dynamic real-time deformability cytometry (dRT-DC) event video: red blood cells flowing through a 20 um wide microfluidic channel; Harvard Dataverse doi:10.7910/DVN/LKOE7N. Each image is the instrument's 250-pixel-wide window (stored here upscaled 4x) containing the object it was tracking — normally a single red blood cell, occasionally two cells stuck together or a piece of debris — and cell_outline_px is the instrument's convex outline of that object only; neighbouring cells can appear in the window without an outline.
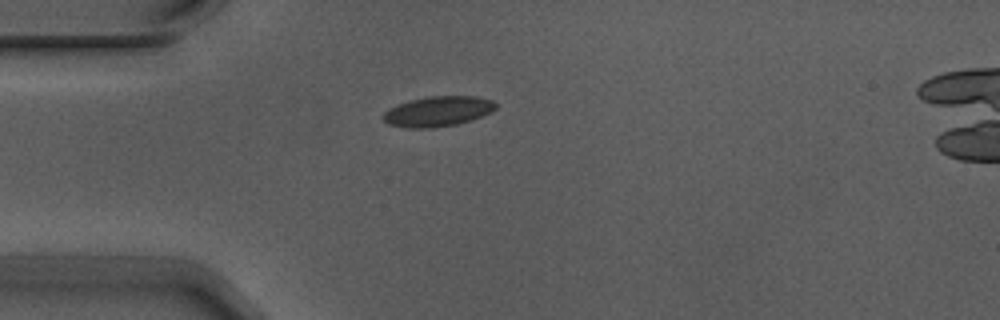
{"species": "Egyptian fruit bat (a non-hibernating species)", "species_latin": "Rousettus aegyptiacus", "temperature_condition": "warm", "stored_images_in_passage": 2, "camera_frame_rate_fps": 3000, "um_per_image_px": 0.085, "animal": {"sex": "male"}, "frame": {"image": 1, "passage_image": 1, "time_ms": 0.0, "image_size_px": [1000, 320], "cell_outline_px": [[496, 108], [492, 112], [456, 124], [428, 128], [408, 128], [388, 124], [384, 120], [384, 112], [388, 108], [412, 100], [428, 96], [476, 96], [492, 100], [496, 104]], "centroid_in_image_um": [37.22, 9.46], "position_along_channel_um": 47.8, "area_um2": 19.48}}